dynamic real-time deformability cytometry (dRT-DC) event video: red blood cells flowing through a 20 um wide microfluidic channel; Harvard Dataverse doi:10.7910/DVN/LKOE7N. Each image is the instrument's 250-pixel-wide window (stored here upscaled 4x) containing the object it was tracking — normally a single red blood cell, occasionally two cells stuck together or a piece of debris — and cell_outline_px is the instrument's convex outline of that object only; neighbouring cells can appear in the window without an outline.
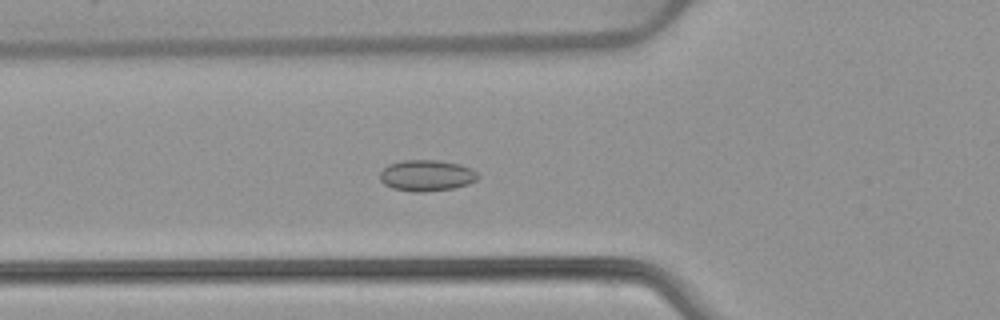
{"species": "common noctule bat (a hibernating species)", "species_latin": "Nyctalus noctula", "temperature_condition": "warm", "stored_images_in_passage": 44, "camera_frame_rate_fps": 3000, "um_per_image_px": 0.085, "animal": {"sex": "female", "body_mass_g": 22.7, "forearm_length_mm": 54.2}, "frame": {"image": 1, "passage_image": 10, "time_ms": 3.0, "image_size_px": [1000, 320], "cell_outline_px": [[480, 176], [476, 180], [468, 184], [452, 188], [424, 192], [412, 192], [392, 188], [384, 184], [380, 180], [380, 172], [388, 164], [404, 160], [440, 160], [460, 164], [472, 168]], "centroid_in_image_um": [36.26, 14.91], "position_along_channel_um": 89.5, "area_um2": 17.92}}
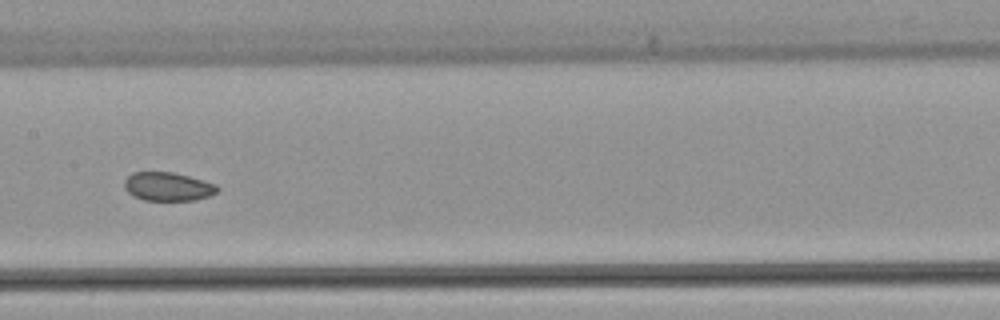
{"frame": {"image": 2, "passage_image": 18, "time_ms": 5.667, "image_size_px": [1000, 320], "cell_outline_px": [[220, 188], [216, 192], [208, 196], [196, 200], [144, 200], [128, 192], [124, 188], [124, 180], [132, 172], [172, 172], [204, 180], [216, 184]], "centroid_in_image_um": [14.27, 15.85], "position_along_channel_um": 193.1, "area_um2": 15.43}}
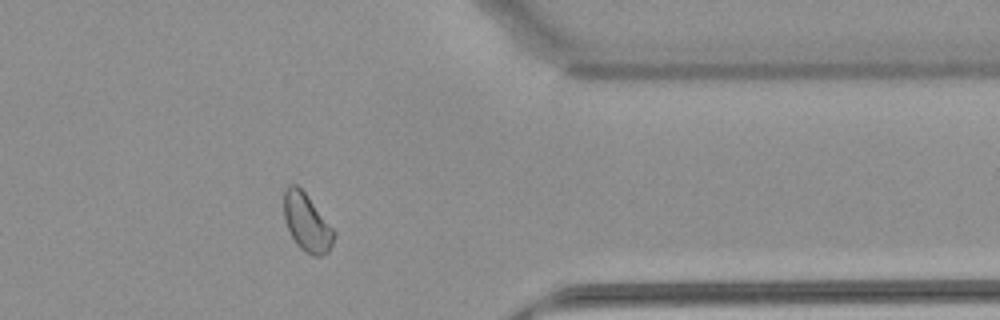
{"frame": {"image": 3, "passage_image": 34, "time_ms": 11.0, "image_size_px": [1000, 320], "cell_outline_px": [[336, 236], [328, 252], [320, 256], [312, 256], [304, 252], [296, 244], [288, 228], [284, 216], [284, 192], [288, 184], [296, 184], [308, 196], [336, 232]], "centroid_in_image_um": [26.09, 18.93], "position_along_channel_um": 385.3, "area_um2": 16.82}, "authors_computed_cell_mechanics": {"area_um2": 16.7331, "velocity_mm_per_s": 3.8697, "shape_relaxation_time_tau1_ms": null, "shape_relaxation_time_tau2_ms": 6.2666, "deformation_change_tau1": null, "deformation_change_tau2": 0.0883}}